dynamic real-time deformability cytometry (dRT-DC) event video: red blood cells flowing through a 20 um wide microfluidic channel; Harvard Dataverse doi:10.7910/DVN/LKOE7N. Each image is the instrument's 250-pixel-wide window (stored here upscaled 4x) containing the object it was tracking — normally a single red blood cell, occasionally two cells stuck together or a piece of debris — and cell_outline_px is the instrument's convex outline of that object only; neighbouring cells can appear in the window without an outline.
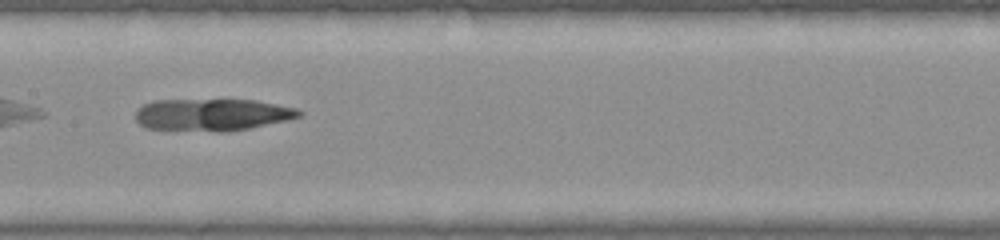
{"species": "common noctule bat (a hibernating species)", "species_latin": "Nyctalus noctula", "temperature_condition": "warm", "stored_images_in_passage": 36, "camera_frame_rate_fps": 3000, "um_per_image_px": 0.085, "animal": {"sex": "female", "body_mass_g": 22.0, "forearm_length_mm": 56.7}, "frame": {"image": 1, "passage_image": 11, "time_ms": 3.333, "image_size_px": [1000, 240], "cell_outline_px": [[304, 112], [300, 116], [288, 120], [248, 128], [224, 132], [216, 132], [144, 128], [136, 120], [136, 112], [144, 104], [156, 100], [256, 100], [296, 108]], "centroid_in_image_um": [18.04, 9.76], "position_along_channel_um": 189.4, "area_um2": 30.58}, "authors_computed_cell_mechanics": {"area_um2": 29.3046, "velocity_mm_per_s": 3.8751, "shape_relaxation_time_tau1_ms": null, "shape_relaxation_time_tau2_ms": 3.1955, "deformation_change_tau1": null, "deformation_change_tau2": 0.0525}}